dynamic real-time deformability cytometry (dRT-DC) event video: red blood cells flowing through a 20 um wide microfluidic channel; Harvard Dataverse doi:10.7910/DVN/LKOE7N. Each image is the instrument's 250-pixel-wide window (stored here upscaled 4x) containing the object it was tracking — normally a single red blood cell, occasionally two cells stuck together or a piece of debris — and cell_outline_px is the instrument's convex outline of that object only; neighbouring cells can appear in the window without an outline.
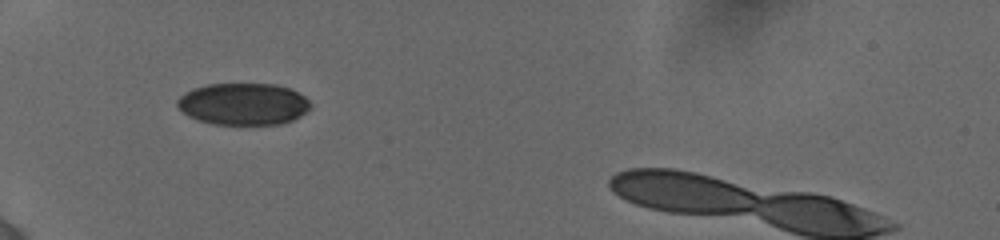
{"species": "human", "species_latin": "Homo sapiens", "temperature_condition": "cold", "stored_images_in_passage": 12, "camera_frame_rate_fps": 3000, "um_per_image_px": 0.085, "donor": {"sex": "female"}, "frame": {"image": 1, "passage_image": 1, "time_ms": 0.0, "image_size_px": [1000, 240], "cell_outline_px": [[312, 108], [308, 112], [292, 120], [280, 124], [212, 124], [188, 116], [176, 104], [176, 100], [180, 96], [192, 88], [208, 84], [276, 84], [288, 88], [304, 96], [312, 104]], "centroid_in_image_um": [20.7, 8.84], "position_along_channel_um": 64.3, "area_um2": 32.54}}
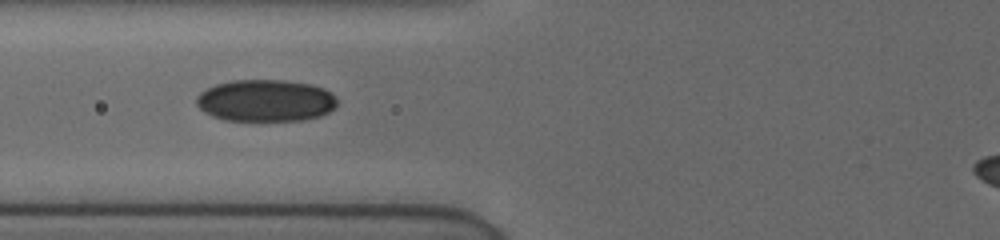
{"frame": {"image": 2, "passage_image": 8, "time_ms": 1.333, "image_size_px": [1000, 240], "cell_outline_px": [[336, 104], [328, 112], [320, 116], [304, 120], [224, 120], [212, 116], [204, 112], [196, 104], [196, 96], [204, 88], [216, 84], [232, 80], [284, 80], [312, 84], [324, 88], [336, 100]], "centroid_in_image_um": [22.52, 8.54], "position_along_channel_um": 103.3, "area_um2": 34.39}}
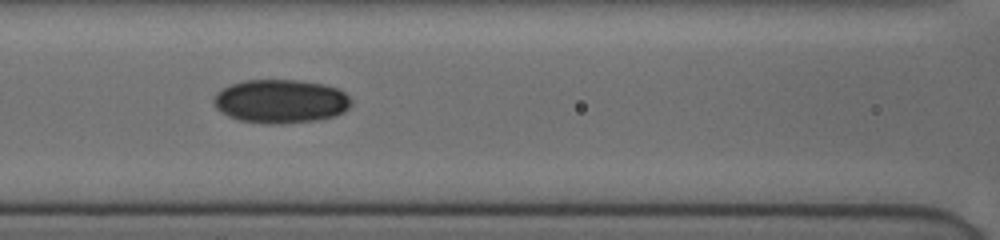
{"frame": {"image": 3, "passage_image": 12, "time_ms": 2.333, "image_size_px": [1000, 240], "cell_outline_px": [[352, 100], [348, 108], [344, 112], [336, 116], [320, 120], [284, 124], [264, 124], [240, 120], [228, 116], [216, 108], [212, 100], [216, 92], [232, 84], [244, 80], [296, 80], [324, 84], [336, 88], [344, 92]], "centroid_in_image_um": [23.86, 8.62], "position_along_channel_um": 142.7, "area_um2": 35.26}}